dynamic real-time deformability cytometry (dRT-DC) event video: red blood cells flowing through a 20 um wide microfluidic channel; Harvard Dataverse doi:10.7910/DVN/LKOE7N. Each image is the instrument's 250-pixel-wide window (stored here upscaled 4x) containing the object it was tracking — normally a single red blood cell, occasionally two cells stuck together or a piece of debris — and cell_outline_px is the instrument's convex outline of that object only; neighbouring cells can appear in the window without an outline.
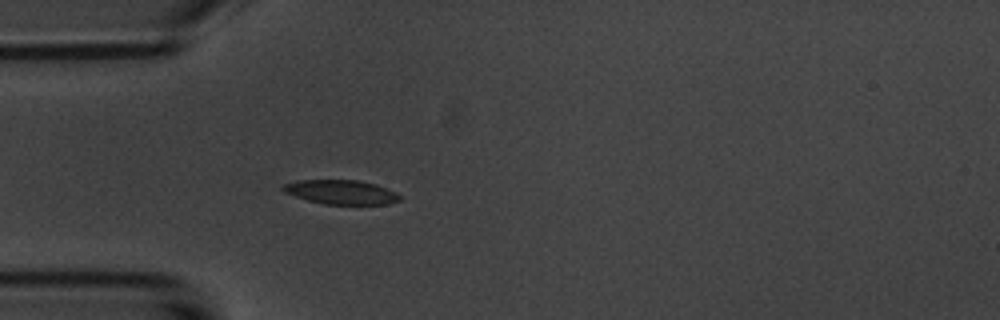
{"species": "common noctule bat (a hibernating species)", "species_latin": "Nyctalus noctula", "temperature_condition": "room temperature", "stored_images_in_passage": 7, "camera_frame_rate_fps": 3000, "um_per_image_px": 0.085, "animal": {"sex": "male", "body_mass_g": 20.1, "forearm_length_mm": 53.5}, "frame": {"image": 1, "passage_image": 7, "time_ms": 7.0, "image_size_px": [1000, 320], "cell_outline_px": [[400, 200], [388, 204], [324, 204], [308, 200], [284, 192], [280, 188], [284, 184], [300, 180], [356, 180], [376, 184], [396, 192], [400, 196]], "centroid_in_image_um": [29.0, 16.33], "position_along_channel_um": 56.0, "area_um2": 16.36}}